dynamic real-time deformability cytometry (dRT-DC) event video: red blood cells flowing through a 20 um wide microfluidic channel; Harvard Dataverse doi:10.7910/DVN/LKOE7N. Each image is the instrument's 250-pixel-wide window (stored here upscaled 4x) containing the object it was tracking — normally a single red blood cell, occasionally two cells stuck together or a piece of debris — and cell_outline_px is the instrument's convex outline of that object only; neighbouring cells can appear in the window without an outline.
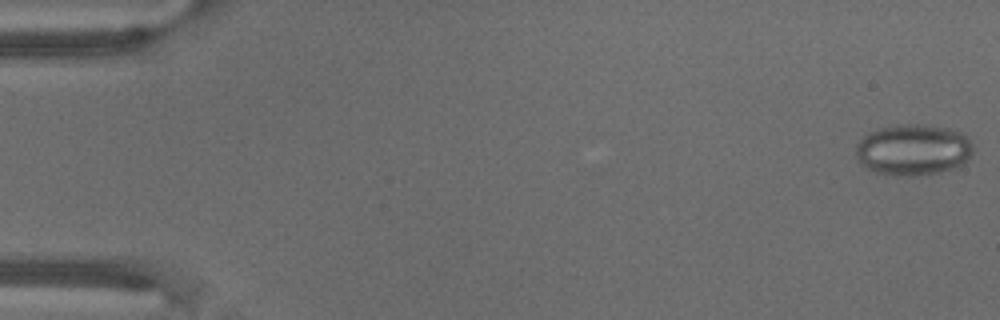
{"species": "common noctule bat (a hibernating species)", "species_latin": "Nyctalus noctula", "temperature_condition": "warm", "stored_images_in_passage": 71, "camera_frame_rate_fps": 3000, "um_per_image_px": 0.085, "animal": {"sex": "male", "body_mass_g": 18.8}, "frame": {"image": 1, "passage_image": 1, "time_ms": 0.0, "image_size_px": [1000, 320], "cell_outline_px": [[972, 152], [968, 160], [964, 164], [940, 172], [916, 176], [892, 176], [876, 172], [864, 168], [856, 156], [856, 144], [864, 136], [876, 128], [900, 124], [920, 124], [948, 128], [960, 132], [968, 136], [972, 144]], "centroid_in_image_um": [77.61, 12.74], "position_along_channel_um": 7.4, "area_um2": 35.37}}
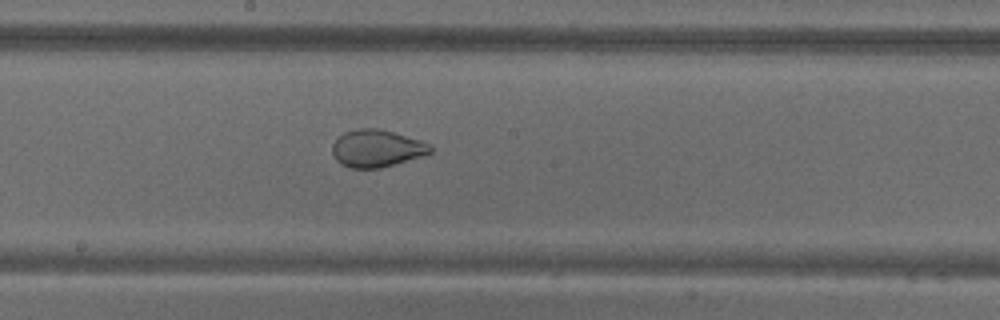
{"frame": {"image": 2, "passage_image": 39, "time_ms": 12.667, "image_size_px": [1000, 320], "cell_outline_px": [[432, 152], [420, 156], [380, 168], [352, 168], [340, 164], [336, 160], [332, 152], [332, 144], [344, 132], [356, 128], [376, 128], [392, 132], [420, 140], [428, 144], [432, 148]], "centroid_in_image_um": [31.97, 12.61], "position_along_channel_um": 216.2, "area_um2": 21.04}}
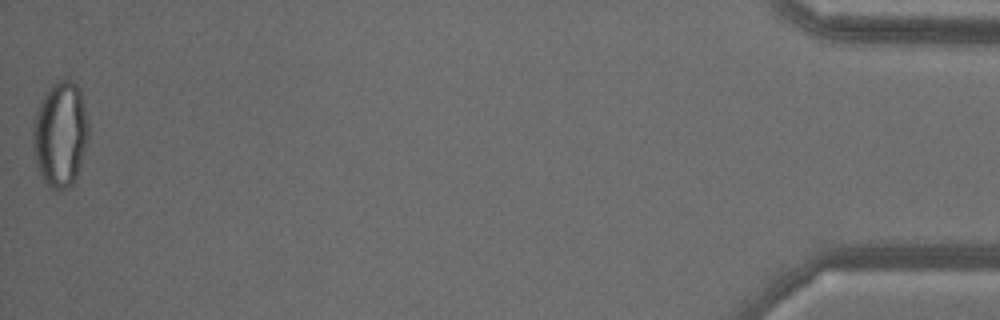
{"frame": {"image": 3, "passage_image": 71, "time_ms": 23.333, "image_size_px": [1000, 320], "cell_outline_px": [[88, 136], [80, 164], [76, 176], [72, 184], [68, 188], [60, 192], [56, 192], [48, 188], [36, 168], [32, 140], [32, 132], [36, 108], [40, 100], [48, 88], [52, 84], [60, 80], [72, 80], [80, 88], [88, 124]], "centroid_in_image_um": [5.09, 11.44], "position_along_channel_um": 430.1, "area_um2": 34.51}}